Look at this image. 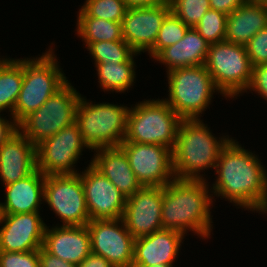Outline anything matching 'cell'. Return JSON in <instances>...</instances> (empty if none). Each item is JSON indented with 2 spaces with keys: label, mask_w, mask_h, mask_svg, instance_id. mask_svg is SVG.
Wrapping results in <instances>:
<instances>
[{
  "label": "cell",
  "mask_w": 267,
  "mask_h": 267,
  "mask_svg": "<svg viewBox=\"0 0 267 267\" xmlns=\"http://www.w3.org/2000/svg\"><path fill=\"white\" fill-rule=\"evenodd\" d=\"M234 139L221 150L210 191L250 211L267 213V171L256 154Z\"/></svg>",
  "instance_id": "obj_1"
},
{
  "label": "cell",
  "mask_w": 267,
  "mask_h": 267,
  "mask_svg": "<svg viewBox=\"0 0 267 267\" xmlns=\"http://www.w3.org/2000/svg\"><path fill=\"white\" fill-rule=\"evenodd\" d=\"M205 180L176 179L163 187L161 222L163 229L185 235L193 231L202 239L210 238L213 194ZM212 195V196H210Z\"/></svg>",
  "instance_id": "obj_2"
},
{
  "label": "cell",
  "mask_w": 267,
  "mask_h": 267,
  "mask_svg": "<svg viewBox=\"0 0 267 267\" xmlns=\"http://www.w3.org/2000/svg\"><path fill=\"white\" fill-rule=\"evenodd\" d=\"M219 139L202 120H182L172 150L175 178L205 180L200 172L215 169L221 150L232 138L223 135Z\"/></svg>",
  "instance_id": "obj_3"
},
{
  "label": "cell",
  "mask_w": 267,
  "mask_h": 267,
  "mask_svg": "<svg viewBox=\"0 0 267 267\" xmlns=\"http://www.w3.org/2000/svg\"><path fill=\"white\" fill-rule=\"evenodd\" d=\"M55 56L53 49L49 48L39 58L23 59V83L12 114L17 124L68 82Z\"/></svg>",
  "instance_id": "obj_4"
},
{
  "label": "cell",
  "mask_w": 267,
  "mask_h": 267,
  "mask_svg": "<svg viewBox=\"0 0 267 267\" xmlns=\"http://www.w3.org/2000/svg\"><path fill=\"white\" fill-rule=\"evenodd\" d=\"M128 112L121 104H93L80 97L75 123L89 150L119 147L126 137Z\"/></svg>",
  "instance_id": "obj_5"
},
{
  "label": "cell",
  "mask_w": 267,
  "mask_h": 267,
  "mask_svg": "<svg viewBox=\"0 0 267 267\" xmlns=\"http://www.w3.org/2000/svg\"><path fill=\"white\" fill-rule=\"evenodd\" d=\"M182 120L164 99L138 102L129 108L123 142L159 144L173 150Z\"/></svg>",
  "instance_id": "obj_6"
},
{
  "label": "cell",
  "mask_w": 267,
  "mask_h": 267,
  "mask_svg": "<svg viewBox=\"0 0 267 267\" xmlns=\"http://www.w3.org/2000/svg\"><path fill=\"white\" fill-rule=\"evenodd\" d=\"M167 74L169 98L164 101L183 120L200 119L213 94L220 92L205 65L173 69Z\"/></svg>",
  "instance_id": "obj_7"
},
{
  "label": "cell",
  "mask_w": 267,
  "mask_h": 267,
  "mask_svg": "<svg viewBox=\"0 0 267 267\" xmlns=\"http://www.w3.org/2000/svg\"><path fill=\"white\" fill-rule=\"evenodd\" d=\"M205 67L223 97L233 99L234 96L247 92L252 64L245 45L228 41L211 44Z\"/></svg>",
  "instance_id": "obj_8"
},
{
  "label": "cell",
  "mask_w": 267,
  "mask_h": 267,
  "mask_svg": "<svg viewBox=\"0 0 267 267\" xmlns=\"http://www.w3.org/2000/svg\"><path fill=\"white\" fill-rule=\"evenodd\" d=\"M80 97L81 94L67 82L39 109L26 116L18 124V130L37 146L75 122Z\"/></svg>",
  "instance_id": "obj_9"
},
{
  "label": "cell",
  "mask_w": 267,
  "mask_h": 267,
  "mask_svg": "<svg viewBox=\"0 0 267 267\" xmlns=\"http://www.w3.org/2000/svg\"><path fill=\"white\" fill-rule=\"evenodd\" d=\"M59 216L62 226H81L90 221L80 175H46L44 200Z\"/></svg>",
  "instance_id": "obj_10"
},
{
  "label": "cell",
  "mask_w": 267,
  "mask_h": 267,
  "mask_svg": "<svg viewBox=\"0 0 267 267\" xmlns=\"http://www.w3.org/2000/svg\"><path fill=\"white\" fill-rule=\"evenodd\" d=\"M84 147L88 149L74 122L36 146L37 169L45 176L77 174L73 165Z\"/></svg>",
  "instance_id": "obj_11"
},
{
  "label": "cell",
  "mask_w": 267,
  "mask_h": 267,
  "mask_svg": "<svg viewBox=\"0 0 267 267\" xmlns=\"http://www.w3.org/2000/svg\"><path fill=\"white\" fill-rule=\"evenodd\" d=\"M130 167L142 187H164L174 178L172 149L159 144L122 142Z\"/></svg>",
  "instance_id": "obj_12"
},
{
  "label": "cell",
  "mask_w": 267,
  "mask_h": 267,
  "mask_svg": "<svg viewBox=\"0 0 267 267\" xmlns=\"http://www.w3.org/2000/svg\"><path fill=\"white\" fill-rule=\"evenodd\" d=\"M86 225L92 253L104 257L114 267H132L135 238L122 218L90 220Z\"/></svg>",
  "instance_id": "obj_13"
},
{
  "label": "cell",
  "mask_w": 267,
  "mask_h": 267,
  "mask_svg": "<svg viewBox=\"0 0 267 267\" xmlns=\"http://www.w3.org/2000/svg\"><path fill=\"white\" fill-rule=\"evenodd\" d=\"M81 174L90 220L120 219L127 197L109 179L89 164Z\"/></svg>",
  "instance_id": "obj_14"
},
{
  "label": "cell",
  "mask_w": 267,
  "mask_h": 267,
  "mask_svg": "<svg viewBox=\"0 0 267 267\" xmlns=\"http://www.w3.org/2000/svg\"><path fill=\"white\" fill-rule=\"evenodd\" d=\"M162 202L163 187L144 186L127 198L122 219L135 239L163 229Z\"/></svg>",
  "instance_id": "obj_15"
},
{
  "label": "cell",
  "mask_w": 267,
  "mask_h": 267,
  "mask_svg": "<svg viewBox=\"0 0 267 267\" xmlns=\"http://www.w3.org/2000/svg\"><path fill=\"white\" fill-rule=\"evenodd\" d=\"M171 11L167 0L157 6L127 8L122 20L124 41L139 55L150 51L166 15Z\"/></svg>",
  "instance_id": "obj_16"
},
{
  "label": "cell",
  "mask_w": 267,
  "mask_h": 267,
  "mask_svg": "<svg viewBox=\"0 0 267 267\" xmlns=\"http://www.w3.org/2000/svg\"><path fill=\"white\" fill-rule=\"evenodd\" d=\"M40 212L2 214L0 251L27 252L43 246L46 224Z\"/></svg>",
  "instance_id": "obj_17"
},
{
  "label": "cell",
  "mask_w": 267,
  "mask_h": 267,
  "mask_svg": "<svg viewBox=\"0 0 267 267\" xmlns=\"http://www.w3.org/2000/svg\"><path fill=\"white\" fill-rule=\"evenodd\" d=\"M184 234L171 229H160L134 241L132 267H151L156 264L173 267Z\"/></svg>",
  "instance_id": "obj_18"
},
{
  "label": "cell",
  "mask_w": 267,
  "mask_h": 267,
  "mask_svg": "<svg viewBox=\"0 0 267 267\" xmlns=\"http://www.w3.org/2000/svg\"><path fill=\"white\" fill-rule=\"evenodd\" d=\"M54 227L49 229L46 225L42 247L53 256L79 265L91 253L87 225Z\"/></svg>",
  "instance_id": "obj_19"
},
{
  "label": "cell",
  "mask_w": 267,
  "mask_h": 267,
  "mask_svg": "<svg viewBox=\"0 0 267 267\" xmlns=\"http://www.w3.org/2000/svg\"><path fill=\"white\" fill-rule=\"evenodd\" d=\"M37 169L36 146L19 130L0 147V178L4 186Z\"/></svg>",
  "instance_id": "obj_20"
},
{
  "label": "cell",
  "mask_w": 267,
  "mask_h": 267,
  "mask_svg": "<svg viewBox=\"0 0 267 267\" xmlns=\"http://www.w3.org/2000/svg\"><path fill=\"white\" fill-rule=\"evenodd\" d=\"M90 164L103 174L127 198L135 194L142 186L133 173L127 155L120 147L94 150Z\"/></svg>",
  "instance_id": "obj_21"
},
{
  "label": "cell",
  "mask_w": 267,
  "mask_h": 267,
  "mask_svg": "<svg viewBox=\"0 0 267 267\" xmlns=\"http://www.w3.org/2000/svg\"><path fill=\"white\" fill-rule=\"evenodd\" d=\"M265 27H267L266 1L249 0L227 16L225 41L246 45Z\"/></svg>",
  "instance_id": "obj_22"
},
{
  "label": "cell",
  "mask_w": 267,
  "mask_h": 267,
  "mask_svg": "<svg viewBox=\"0 0 267 267\" xmlns=\"http://www.w3.org/2000/svg\"><path fill=\"white\" fill-rule=\"evenodd\" d=\"M45 175L38 169L33 173L5 187L4 203H0L2 214L39 212L44 199Z\"/></svg>",
  "instance_id": "obj_23"
},
{
  "label": "cell",
  "mask_w": 267,
  "mask_h": 267,
  "mask_svg": "<svg viewBox=\"0 0 267 267\" xmlns=\"http://www.w3.org/2000/svg\"><path fill=\"white\" fill-rule=\"evenodd\" d=\"M209 46L195 28H189L184 38L162 49L153 59L165 64L167 72L183 67L205 65Z\"/></svg>",
  "instance_id": "obj_24"
},
{
  "label": "cell",
  "mask_w": 267,
  "mask_h": 267,
  "mask_svg": "<svg viewBox=\"0 0 267 267\" xmlns=\"http://www.w3.org/2000/svg\"><path fill=\"white\" fill-rule=\"evenodd\" d=\"M23 83V59L0 58V112L8 109L10 117Z\"/></svg>",
  "instance_id": "obj_25"
},
{
  "label": "cell",
  "mask_w": 267,
  "mask_h": 267,
  "mask_svg": "<svg viewBox=\"0 0 267 267\" xmlns=\"http://www.w3.org/2000/svg\"><path fill=\"white\" fill-rule=\"evenodd\" d=\"M78 13L77 35L83 39L86 46L100 41L124 40L122 22L89 17L82 9H79Z\"/></svg>",
  "instance_id": "obj_26"
},
{
  "label": "cell",
  "mask_w": 267,
  "mask_h": 267,
  "mask_svg": "<svg viewBox=\"0 0 267 267\" xmlns=\"http://www.w3.org/2000/svg\"><path fill=\"white\" fill-rule=\"evenodd\" d=\"M135 53L127 62H112L95 64L100 88L106 91L125 92L135 80Z\"/></svg>",
  "instance_id": "obj_27"
},
{
  "label": "cell",
  "mask_w": 267,
  "mask_h": 267,
  "mask_svg": "<svg viewBox=\"0 0 267 267\" xmlns=\"http://www.w3.org/2000/svg\"><path fill=\"white\" fill-rule=\"evenodd\" d=\"M98 63L127 62L136 52L124 41H100L87 46Z\"/></svg>",
  "instance_id": "obj_28"
},
{
  "label": "cell",
  "mask_w": 267,
  "mask_h": 267,
  "mask_svg": "<svg viewBox=\"0 0 267 267\" xmlns=\"http://www.w3.org/2000/svg\"><path fill=\"white\" fill-rule=\"evenodd\" d=\"M190 27L185 25L172 11L164 18L153 48L148 52L154 58L162 49L178 43Z\"/></svg>",
  "instance_id": "obj_29"
},
{
  "label": "cell",
  "mask_w": 267,
  "mask_h": 267,
  "mask_svg": "<svg viewBox=\"0 0 267 267\" xmlns=\"http://www.w3.org/2000/svg\"><path fill=\"white\" fill-rule=\"evenodd\" d=\"M227 16L214 9H209L194 28L209 45L225 41Z\"/></svg>",
  "instance_id": "obj_30"
},
{
  "label": "cell",
  "mask_w": 267,
  "mask_h": 267,
  "mask_svg": "<svg viewBox=\"0 0 267 267\" xmlns=\"http://www.w3.org/2000/svg\"><path fill=\"white\" fill-rule=\"evenodd\" d=\"M81 9L89 17L122 22L127 7L123 0H86Z\"/></svg>",
  "instance_id": "obj_31"
},
{
  "label": "cell",
  "mask_w": 267,
  "mask_h": 267,
  "mask_svg": "<svg viewBox=\"0 0 267 267\" xmlns=\"http://www.w3.org/2000/svg\"><path fill=\"white\" fill-rule=\"evenodd\" d=\"M171 11L187 26L194 28L211 9L209 0H168Z\"/></svg>",
  "instance_id": "obj_32"
},
{
  "label": "cell",
  "mask_w": 267,
  "mask_h": 267,
  "mask_svg": "<svg viewBox=\"0 0 267 267\" xmlns=\"http://www.w3.org/2000/svg\"><path fill=\"white\" fill-rule=\"evenodd\" d=\"M245 48L252 67L267 64V27L252 37Z\"/></svg>",
  "instance_id": "obj_33"
},
{
  "label": "cell",
  "mask_w": 267,
  "mask_h": 267,
  "mask_svg": "<svg viewBox=\"0 0 267 267\" xmlns=\"http://www.w3.org/2000/svg\"><path fill=\"white\" fill-rule=\"evenodd\" d=\"M0 267H39V250L27 252L0 251Z\"/></svg>",
  "instance_id": "obj_34"
},
{
  "label": "cell",
  "mask_w": 267,
  "mask_h": 267,
  "mask_svg": "<svg viewBox=\"0 0 267 267\" xmlns=\"http://www.w3.org/2000/svg\"><path fill=\"white\" fill-rule=\"evenodd\" d=\"M248 89L249 91L257 92V95H261L267 100V64L252 67V76Z\"/></svg>",
  "instance_id": "obj_35"
},
{
  "label": "cell",
  "mask_w": 267,
  "mask_h": 267,
  "mask_svg": "<svg viewBox=\"0 0 267 267\" xmlns=\"http://www.w3.org/2000/svg\"><path fill=\"white\" fill-rule=\"evenodd\" d=\"M39 267H77V265L53 256L41 247L39 249Z\"/></svg>",
  "instance_id": "obj_36"
},
{
  "label": "cell",
  "mask_w": 267,
  "mask_h": 267,
  "mask_svg": "<svg viewBox=\"0 0 267 267\" xmlns=\"http://www.w3.org/2000/svg\"><path fill=\"white\" fill-rule=\"evenodd\" d=\"M211 9L229 15L249 0H209Z\"/></svg>",
  "instance_id": "obj_37"
},
{
  "label": "cell",
  "mask_w": 267,
  "mask_h": 267,
  "mask_svg": "<svg viewBox=\"0 0 267 267\" xmlns=\"http://www.w3.org/2000/svg\"><path fill=\"white\" fill-rule=\"evenodd\" d=\"M1 113V112H0ZM1 115V114H0ZM11 121L5 120L0 116V147L18 131V124L10 118Z\"/></svg>",
  "instance_id": "obj_38"
},
{
  "label": "cell",
  "mask_w": 267,
  "mask_h": 267,
  "mask_svg": "<svg viewBox=\"0 0 267 267\" xmlns=\"http://www.w3.org/2000/svg\"><path fill=\"white\" fill-rule=\"evenodd\" d=\"M77 267H114L108 260L100 255L90 253Z\"/></svg>",
  "instance_id": "obj_39"
},
{
  "label": "cell",
  "mask_w": 267,
  "mask_h": 267,
  "mask_svg": "<svg viewBox=\"0 0 267 267\" xmlns=\"http://www.w3.org/2000/svg\"><path fill=\"white\" fill-rule=\"evenodd\" d=\"M167 0H123L127 8L152 7L165 3Z\"/></svg>",
  "instance_id": "obj_40"
},
{
  "label": "cell",
  "mask_w": 267,
  "mask_h": 267,
  "mask_svg": "<svg viewBox=\"0 0 267 267\" xmlns=\"http://www.w3.org/2000/svg\"><path fill=\"white\" fill-rule=\"evenodd\" d=\"M151 267H172L170 265H163V264H156L154 266H151Z\"/></svg>",
  "instance_id": "obj_41"
},
{
  "label": "cell",
  "mask_w": 267,
  "mask_h": 267,
  "mask_svg": "<svg viewBox=\"0 0 267 267\" xmlns=\"http://www.w3.org/2000/svg\"><path fill=\"white\" fill-rule=\"evenodd\" d=\"M1 217H2V211H1V205H0V221H1Z\"/></svg>",
  "instance_id": "obj_42"
}]
</instances>
